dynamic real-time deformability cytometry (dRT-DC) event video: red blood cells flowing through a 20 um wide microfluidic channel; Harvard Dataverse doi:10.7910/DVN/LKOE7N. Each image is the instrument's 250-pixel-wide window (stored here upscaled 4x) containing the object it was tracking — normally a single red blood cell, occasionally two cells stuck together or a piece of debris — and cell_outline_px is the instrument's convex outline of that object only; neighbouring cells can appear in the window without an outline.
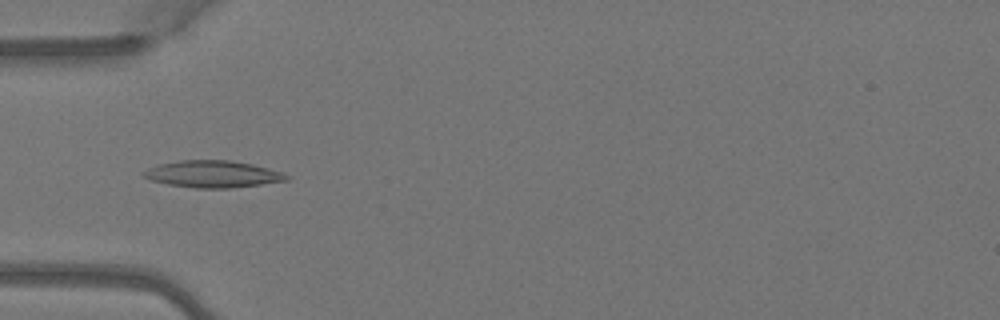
{"species": "Egyptian fruit bat (a non-hibernating species)", "species_latin": "Rousettus aegyptiacus", "temperature_condition": "warm", "stored_images_in_passage": 5, "camera_frame_rate_fps": 3000, "um_per_image_px": 0.085, "animal": {"sex": "female"}, "frame": {"image": 1, "passage_image": 5, "time_ms": 1.333, "image_size_px": [1000, 320], "cell_outline_px": [[292, 176], [288, 180], [232, 188], [192, 188], [168, 184], [152, 180], [140, 176], [140, 172], [148, 168], [160, 164], [180, 160], [228, 160], [252, 164], [284, 172]], "centroid_in_image_um": [18.08, 14.8], "position_along_channel_um": 66.9, "area_um2": 22.54}}